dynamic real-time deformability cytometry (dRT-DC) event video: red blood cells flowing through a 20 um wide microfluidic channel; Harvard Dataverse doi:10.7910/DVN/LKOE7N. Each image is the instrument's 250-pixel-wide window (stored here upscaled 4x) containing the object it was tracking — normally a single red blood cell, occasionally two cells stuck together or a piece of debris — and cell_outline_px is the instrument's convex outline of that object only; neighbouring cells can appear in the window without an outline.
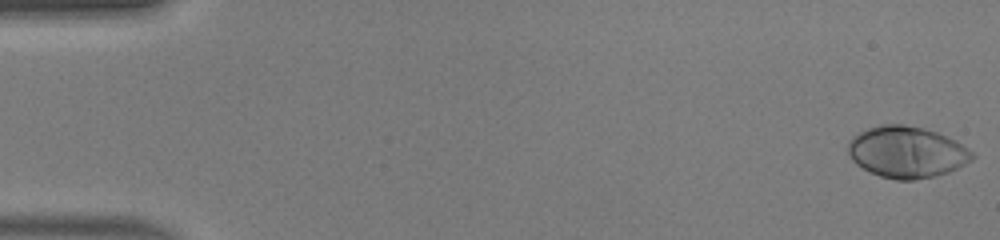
{"species": "human", "species_latin": "Homo sapiens", "temperature_condition": "warm", "stored_images_in_passage": 49, "camera_frame_rate_fps": 3000, "um_per_image_px": 0.085, "donor": {"sex": "male"}, "frame": {"image": 1, "passage_image": 1, "time_ms": 0.0, "image_size_px": [1000, 240], "cell_outline_px": [[976, 156], [972, 160], [948, 172], [936, 176], [912, 180], [896, 180], [880, 176], [856, 164], [852, 160], [848, 152], [848, 140], [852, 136], [868, 128], [880, 124], [904, 124], [924, 128], [948, 136], [956, 140], [968, 148]], "centroid_in_image_um": [77.08, 12.91], "position_along_channel_um": 7.9, "area_um2": 37.34}}
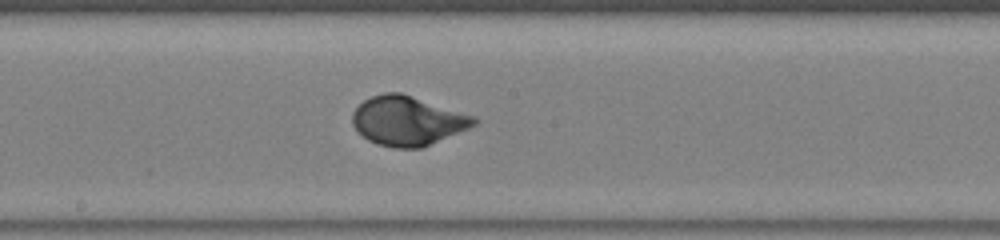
{"frame": {"image": 2, "passage_image": 27, "time_ms": 8.667, "image_size_px": [1000, 240], "cell_outline_px": [[476, 124], [468, 128], [420, 148], [392, 148], [376, 144], [368, 140], [352, 124], [352, 112], [364, 100], [372, 96], [384, 92], [400, 92], [476, 116]], "centroid_in_image_um": [34.62, 10.26], "position_along_channel_um": 213.6, "area_um2": 34.68}}
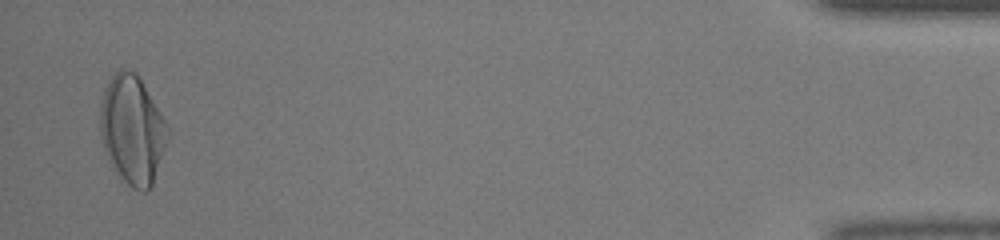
{"frame": {"image": 3, "passage_image": 48, "time_ms": 15.667, "image_size_px": [1000, 240], "cell_outline_px": [[172, 132], [152, 184], [144, 192], [140, 192], [132, 188], [112, 168], [104, 152], [100, 132], [100, 104], [104, 88], [108, 80], [120, 68], [124, 68], [136, 72], [140, 76], [168, 124]], "centroid_in_image_um": [11.26, 11.0], "position_along_channel_um": 423.9, "area_um2": 43.58}, "authors_computed_cell_mechanics": {"area_um2": 34.9112, "velocity_mm_per_s": 4.2003, "shape_relaxation_time_tau1_ms": 2.7563, "shape_relaxation_time_tau2_ms": null, "deformation_change_tau1": 0.2041, "deformation_change_tau2": null}}